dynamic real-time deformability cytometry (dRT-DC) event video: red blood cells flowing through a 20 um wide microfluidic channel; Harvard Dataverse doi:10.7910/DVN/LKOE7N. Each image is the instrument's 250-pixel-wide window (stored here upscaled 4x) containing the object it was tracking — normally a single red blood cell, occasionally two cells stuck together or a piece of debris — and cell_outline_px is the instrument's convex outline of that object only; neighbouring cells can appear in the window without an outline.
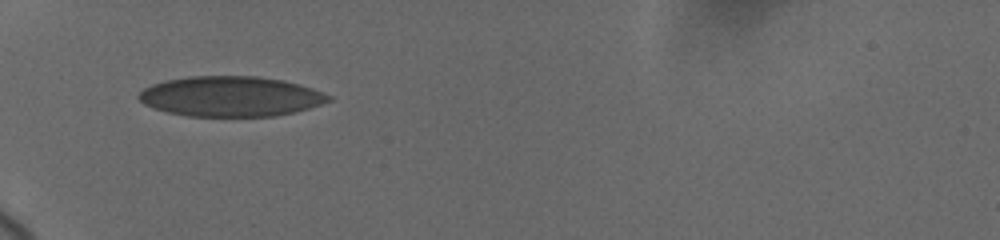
{"species": "human", "species_latin": "Homo sapiens", "temperature_condition": "cold", "stored_images_in_passage": 5, "camera_frame_rate_fps": 3000, "um_per_image_px": 0.085, "donor": {"sex": "female"}, "frame": {"image": 1, "passage_image": 1, "time_ms": 0.0, "image_size_px": [1000, 240], "cell_outline_px": [[332, 100], [296, 112], [276, 116], [188, 116], [168, 112], [144, 104], [136, 96], [144, 88], [152, 84], [168, 80], [188, 76], [256, 76], [284, 80], [300, 84], [324, 92], [332, 96]], "centroid_in_image_um": [19.64, 8.19], "position_along_channel_um": 65.4, "area_um2": 44.45}}